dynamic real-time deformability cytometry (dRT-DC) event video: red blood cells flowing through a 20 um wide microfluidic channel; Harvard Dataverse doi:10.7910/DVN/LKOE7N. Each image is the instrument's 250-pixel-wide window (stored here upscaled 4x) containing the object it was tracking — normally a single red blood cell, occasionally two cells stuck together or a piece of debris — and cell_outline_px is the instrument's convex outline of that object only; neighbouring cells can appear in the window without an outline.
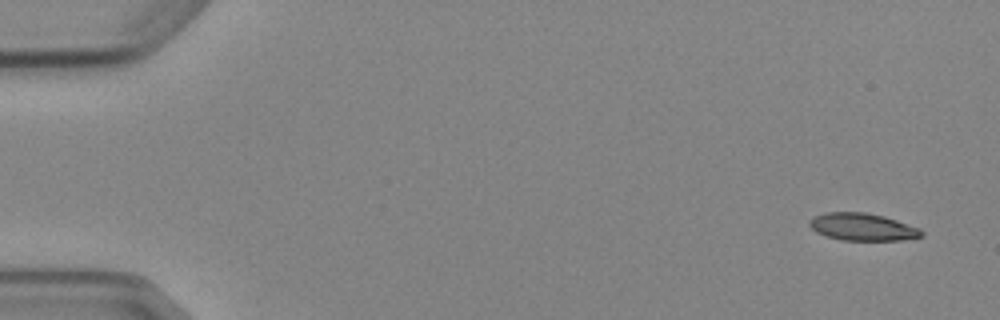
{"species": "Egyptian fruit bat (a non-hibernating species)", "species_latin": "Rousettus aegyptiacus", "temperature_condition": "cold", "stored_images_in_passage": 6, "camera_frame_rate_fps": 3000, "um_per_image_px": 0.085, "animal": {"sex": "female"}, "frame": {"image": 1, "passage_image": 1, "time_ms": 0.0, "image_size_px": [1000, 320], "cell_outline_px": [[924, 236], [900, 240], [840, 240], [824, 236], [816, 232], [808, 224], [808, 220], [812, 216], [824, 212], [864, 212], [884, 216], [920, 228], [924, 232]], "centroid_in_image_um": [73.27, 19.28], "position_along_channel_um": 11.7, "area_um2": 18.09}}